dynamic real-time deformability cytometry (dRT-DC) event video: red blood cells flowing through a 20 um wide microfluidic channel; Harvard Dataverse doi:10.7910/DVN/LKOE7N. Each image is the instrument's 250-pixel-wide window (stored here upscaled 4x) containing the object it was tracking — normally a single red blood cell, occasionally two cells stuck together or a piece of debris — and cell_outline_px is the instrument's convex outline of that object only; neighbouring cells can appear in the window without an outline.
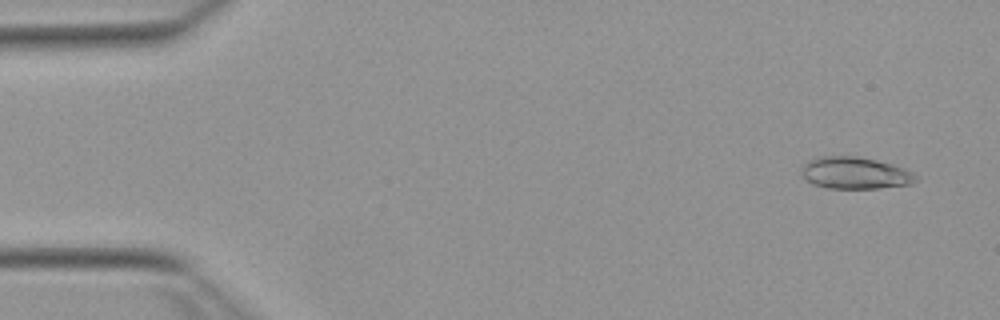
{"species": "Egyptian fruit bat (a non-hibernating species)", "species_latin": "Rousettus aegyptiacus", "temperature_condition": "warm", "stored_images_in_passage": 52, "camera_frame_rate_fps": 3000, "um_per_image_px": 0.085, "animal": {"sex": "female"}, "frame": {"image": 1, "passage_image": 3, "time_ms": 0.667, "image_size_px": [1000, 320], "cell_outline_px": [[916, 180], [908, 184], [880, 188], [828, 188], [812, 184], [800, 172], [804, 164], [808, 160], [820, 156], [856, 156], [876, 160], [892, 164], [904, 168], [912, 172], [916, 176]], "centroid_in_image_um": [72.65, 14.7], "position_along_channel_um": 12.4, "area_um2": 21.1}}
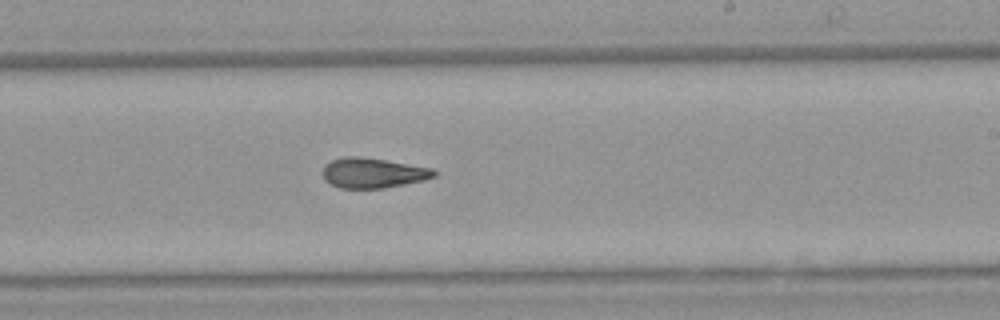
{"frame": {"image": 2, "passage_image": 31, "time_ms": 10.0, "image_size_px": [1000, 320], "cell_outline_px": [[436, 176], [424, 180], [384, 188], [340, 188], [324, 180], [324, 164], [332, 160], [344, 156], [360, 156], [432, 168], [436, 172]], "centroid_in_image_um": [31.69, 14.69], "position_along_channel_um": 257.3, "area_um2": 19.36}}
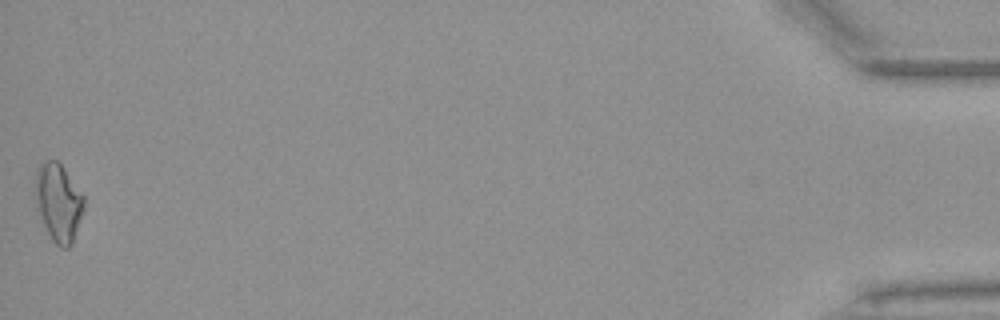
{"frame": {"image": 3, "passage_image": 52, "time_ms": 17.0, "image_size_px": [1000, 320], "cell_outline_px": [[84, 208], [72, 244], [68, 248], [60, 248], [52, 240], [36, 208], [32, 192], [36, 172], [40, 164], [44, 160], [56, 160], [64, 168], [84, 196]], "centroid_in_image_um": [4.93, 17.19], "position_along_channel_um": 430.3, "area_um2": 22.37}, "authors_computed_cell_mechanics": {"area_um2": 20.1722, "velocity_mm_per_s": 3.8946, "shape_relaxation_time_tau1_ms": 10.7611, "shape_relaxation_time_tau2_ms": 3.7579, "deformation_change_tau1": 0.2671, "deformation_change_tau2": 0.1363}}